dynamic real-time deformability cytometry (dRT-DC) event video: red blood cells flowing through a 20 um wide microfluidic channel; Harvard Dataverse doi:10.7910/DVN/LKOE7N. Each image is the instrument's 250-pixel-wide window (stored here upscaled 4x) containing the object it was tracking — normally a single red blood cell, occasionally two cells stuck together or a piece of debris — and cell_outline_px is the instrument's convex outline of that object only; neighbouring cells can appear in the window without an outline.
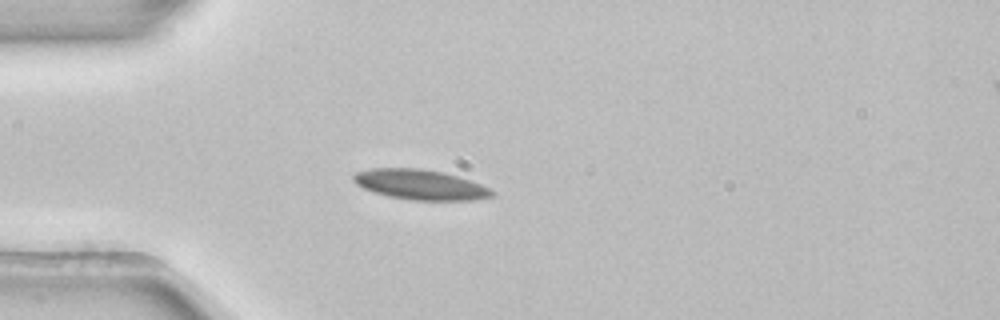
{"species": "common noctule bat (a hibernating species)", "species_latin": "Nyctalus noctula", "temperature_condition": "room temperature", "stored_images_in_passage": 39, "camera_frame_rate_fps": 3000, "um_per_image_px": 0.085, "animal": {"sex": "female", "body_mass_g": 22.7, "forearm_length_mm": 54.2}, "frame": {"image": 1, "passage_image": 1, "time_ms": 0.0, "image_size_px": [1000, 320], "cell_outline_px": [[496, 192], [492, 196], [476, 200], [412, 200], [388, 196], [364, 188], [356, 184], [352, 180], [352, 176], [356, 172], [372, 168], [420, 168], [444, 172], [480, 184]], "centroid_in_image_um": [35.71, 15.69], "position_along_channel_um": 49.3, "area_um2": 24.16}}
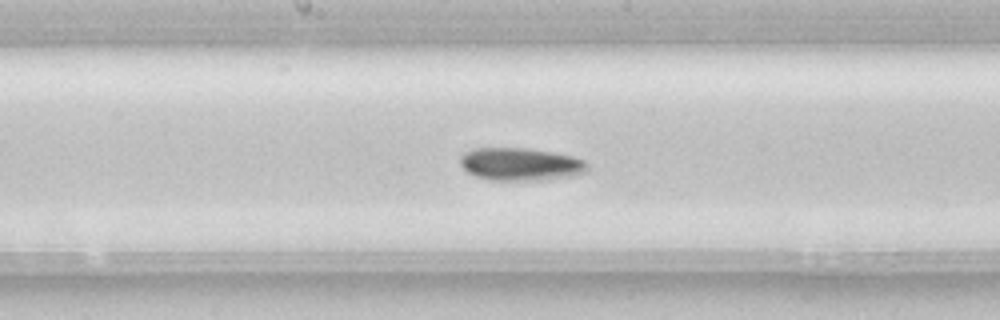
{"frame": {"image": 2, "passage_image": 14, "time_ms": 4.333, "image_size_px": [1000, 320], "cell_outline_px": [[588, 172], [572, 176], [548, 180], [492, 180], [476, 176], [468, 172], [460, 164], [460, 156], [464, 152], [472, 148], [524, 148], [572, 156], [584, 160], [588, 164]], "centroid_in_image_um": [44.25, 13.96], "position_along_channel_um": 203.9, "area_um2": 24.33}}
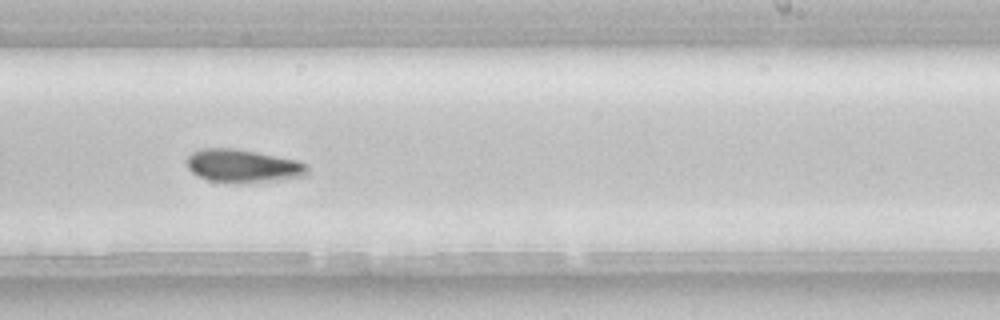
{"frame": {"image": 3, "passage_image": 19, "time_ms": 6.0, "image_size_px": [1000, 320], "cell_outline_px": [[308, 176], [280, 180], [236, 184], [208, 180], [192, 172], [188, 168], [184, 160], [192, 152], [200, 148], [232, 148], [256, 152], [296, 160], [308, 164]], "centroid_in_image_um": [20.65, 14.12], "position_along_channel_um": 268.4, "area_um2": 23.64}, "authors_computed_cell_mechanics": {"area_um2": 22.9466, "velocity_mm_per_s": 3.8802, "shape_relaxation_time_tau1_ms": 6.3584, "shape_relaxation_time_tau2_ms": null, "deformation_change_tau1": 0.1285, "deformation_change_tau2": null}}